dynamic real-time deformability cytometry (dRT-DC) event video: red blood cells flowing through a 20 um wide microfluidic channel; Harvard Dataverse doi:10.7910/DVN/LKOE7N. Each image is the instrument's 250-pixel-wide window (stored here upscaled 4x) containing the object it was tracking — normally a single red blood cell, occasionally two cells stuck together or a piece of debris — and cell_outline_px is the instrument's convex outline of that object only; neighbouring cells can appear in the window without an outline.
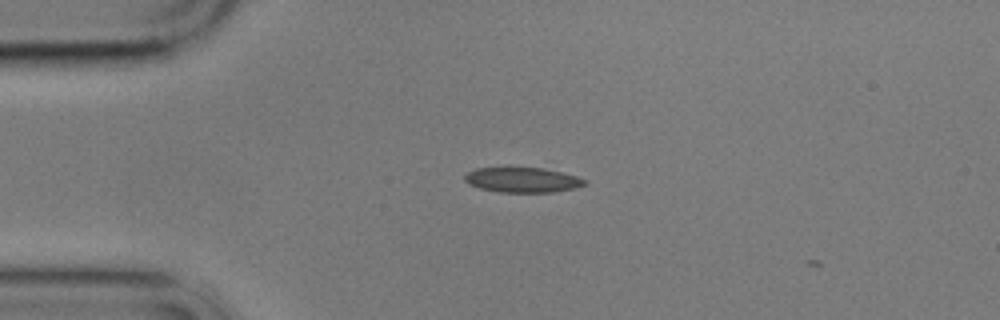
{"species": "common noctule bat (a hibernating species)", "species_latin": "Nyctalus noctula", "temperature_condition": "cold", "stored_images_in_passage": 2, "camera_frame_rate_fps": 3000, "um_per_image_px": 0.085, "animal": {"sex": "male", "body_mass_g": 17.9}, "frame": {"image": 1, "passage_image": 1, "time_ms": 0.0, "image_size_px": [1000, 320], "cell_outline_px": [[588, 184], [572, 188], [552, 192], [500, 192], [480, 188], [468, 184], [464, 180], [464, 176], [468, 172], [476, 168], [544, 168], [576, 176], [588, 180]], "centroid_in_image_um": [44.41, 15.29], "position_along_channel_um": 40.6, "area_um2": 17.34}}